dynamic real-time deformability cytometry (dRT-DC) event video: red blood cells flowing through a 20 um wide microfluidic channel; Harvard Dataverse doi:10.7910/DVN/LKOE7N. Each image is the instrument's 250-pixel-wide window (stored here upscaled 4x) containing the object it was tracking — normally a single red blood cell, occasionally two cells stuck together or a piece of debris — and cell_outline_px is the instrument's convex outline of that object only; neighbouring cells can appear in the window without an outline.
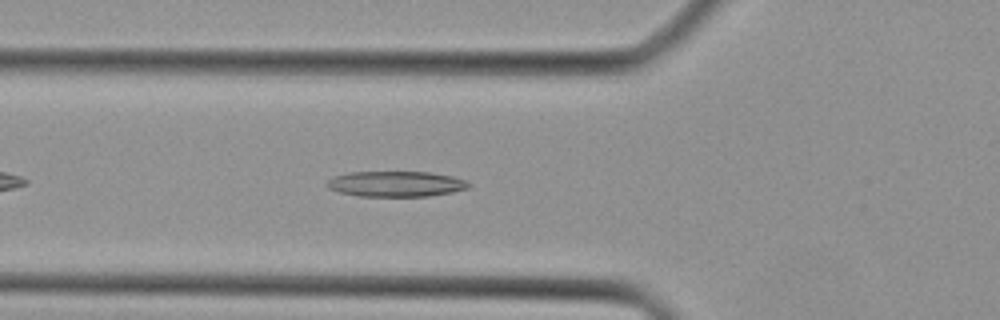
{"species": "Egyptian fruit bat (a non-hibernating species)", "species_latin": "Rousettus aegyptiacus", "temperature_condition": "cold", "stored_images_in_passage": 21, "camera_frame_rate_fps": 3000, "um_per_image_px": 0.085, "animal": {"sex": "female"}, "frame": {"image": 1, "passage_image": 5, "time_ms": 1.333, "image_size_px": [1000, 320], "cell_outline_px": [[472, 184], [468, 188], [452, 192], [428, 196], [360, 196], [340, 192], [328, 188], [328, 180], [336, 176], [348, 172], [428, 172], [452, 176], [464, 180]], "centroid_in_image_um": [33.68, 15.63], "position_along_channel_um": 92.1, "area_um2": 20.87}}
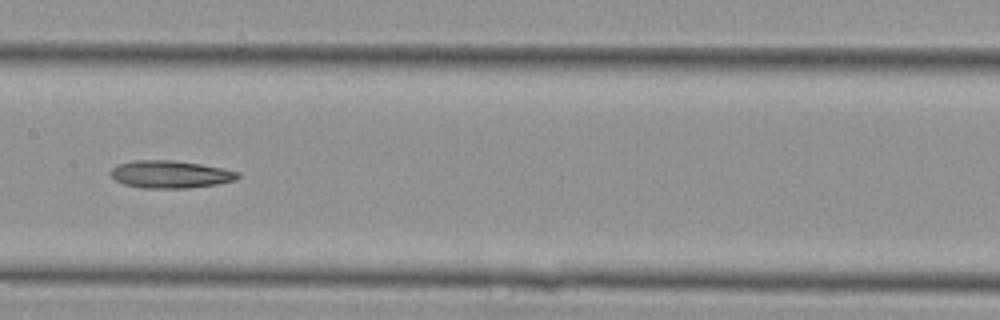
{"frame": {"image": 2, "passage_image": 11, "time_ms": 3.333, "image_size_px": [1000, 320], "cell_outline_px": [[240, 176], [236, 180], [216, 184], [188, 188], [140, 188], [124, 184], [116, 180], [112, 176], [112, 168], [116, 164], [136, 160], [172, 160], [200, 164], [240, 172]], "centroid_in_image_um": [14.48, 14.82], "position_along_channel_um": 192.9, "area_um2": 20.29}}
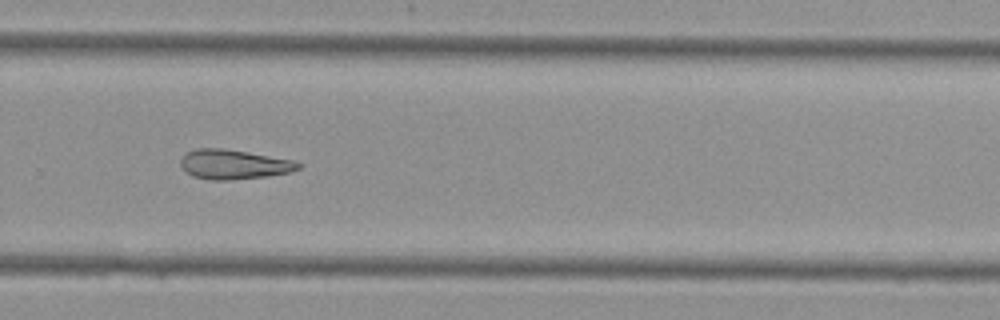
{"frame": {"image": 3, "passage_image": 18, "time_ms": 1672.333, "image_size_px": [1000, 320], "cell_outline_px": [[304, 164], [300, 168], [292, 172], [268, 176], [224, 180], [208, 180], [192, 176], [180, 164], [180, 160], [184, 152], [196, 148], [224, 148], [292, 160]], "centroid_in_image_um": [19.86, 13.97], "position_along_channel_um": 309.9, "area_um2": 20.35}}